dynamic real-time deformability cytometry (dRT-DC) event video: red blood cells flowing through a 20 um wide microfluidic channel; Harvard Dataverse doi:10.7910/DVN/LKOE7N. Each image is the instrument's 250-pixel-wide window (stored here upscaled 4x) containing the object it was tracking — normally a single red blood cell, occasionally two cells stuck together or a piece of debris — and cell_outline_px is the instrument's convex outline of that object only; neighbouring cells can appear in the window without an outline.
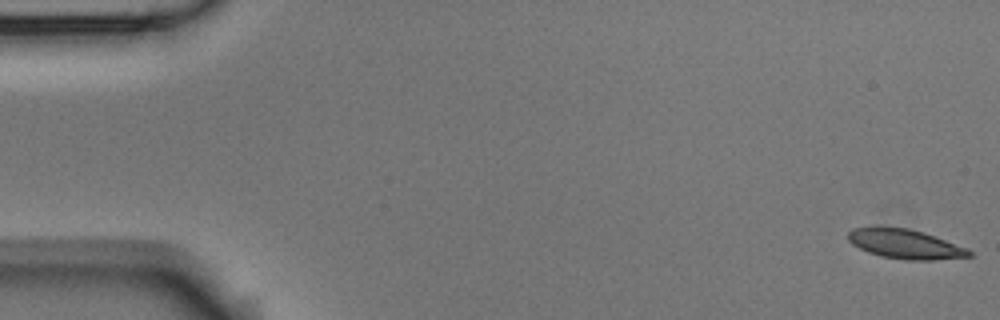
{"species": "Egyptian fruit bat (a non-hibernating species)", "species_latin": "Rousettus aegyptiacus", "temperature_condition": "room temperature", "stored_images_in_passage": 6, "camera_frame_rate_fps": 3000, "um_per_image_px": 0.085, "animal": {"sex": "male"}, "frame": {"image": 1, "passage_image": 1, "time_ms": 0.0, "image_size_px": [1000, 320], "cell_outline_px": [[972, 256], [932, 260], [904, 260], [880, 256], [868, 252], [852, 244], [848, 240], [848, 232], [852, 228], [876, 224], [880, 224], [908, 228], [924, 232], [968, 248], [972, 252]], "centroid_in_image_um": [76.88, 20.7], "position_along_channel_um": 8.1, "area_um2": 21.44}}
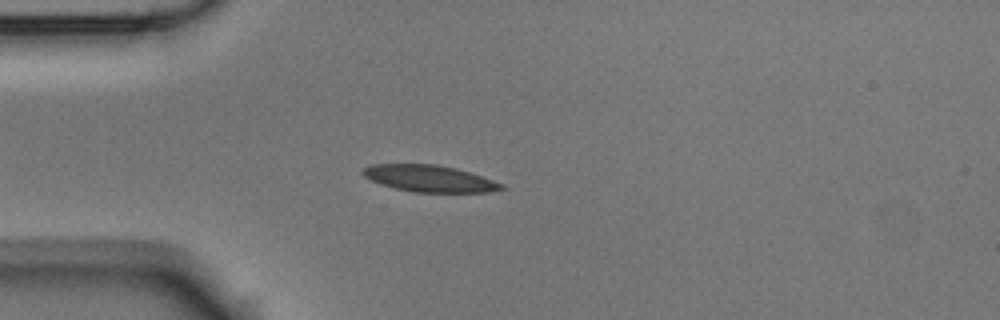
{"frame": {"image": 2, "passage_image": 5, "time_ms": 4.667, "image_size_px": [1000, 320], "cell_outline_px": [[504, 188], [488, 192], [412, 192], [380, 184], [364, 176], [360, 172], [364, 168], [372, 164], [436, 164], [456, 168], [504, 184]], "centroid_in_image_um": [36.47, 15.17], "position_along_channel_um": 48.5, "area_um2": 21.33}}